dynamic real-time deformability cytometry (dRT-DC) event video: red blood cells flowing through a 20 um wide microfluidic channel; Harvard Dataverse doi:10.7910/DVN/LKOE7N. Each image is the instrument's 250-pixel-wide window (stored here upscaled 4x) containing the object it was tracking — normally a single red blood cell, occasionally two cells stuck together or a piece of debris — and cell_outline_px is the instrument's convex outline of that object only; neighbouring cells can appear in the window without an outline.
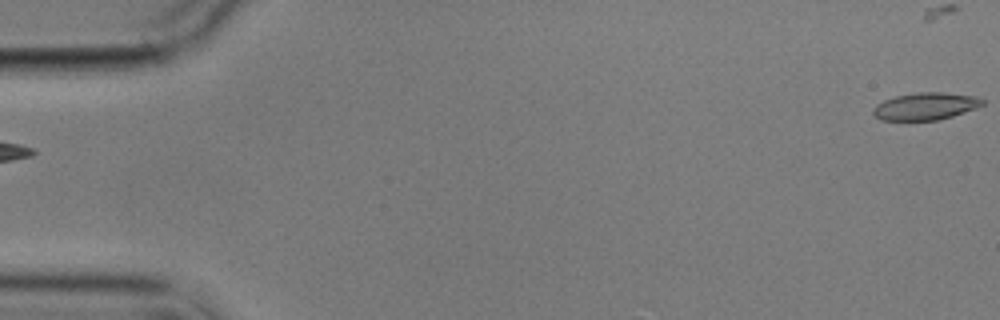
{"species": "common noctule bat (a hibernating species)", "species_latin": "Nyctalus noctula", "temperature_condition": "cold", "stored_images_in_passage": 6, "camera_frame_rate_fps": 3000, "um_per_image_px": 0.085, "animal": {"sex": "male", "body_mass_g": 17.9}, "frame": {"image": 1, "passage_image": 1, "time_ms": 0.0, "image_size_px": [1000, 320], "cell_outline_px": [[984, 104], [976, 108], [940, 120], [880, 120], [872, 112], [872, 108], [876, 104], [884, 100], [896, 96], [920, 92], [944, 92], [976, 96], [984, 100]], "centroid_in_image_um": [78.67, 9.03], "position_along_channel_um": 6.3, "area_um2": 17.4}}
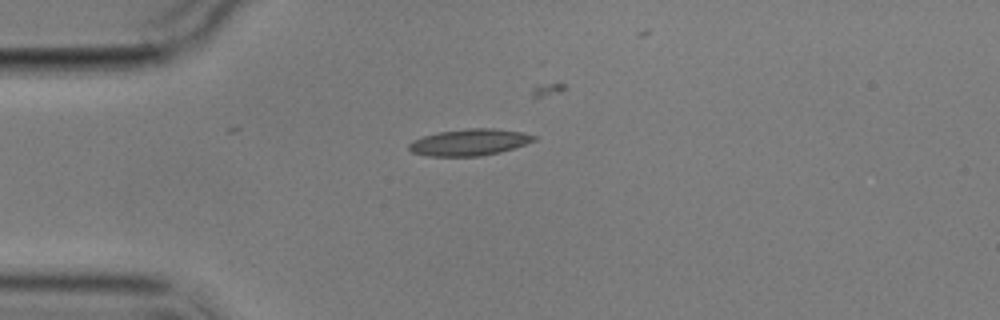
{"frame": {"image": 2, "passage_image": 5, "time_ms": 4.667, "image_size_px": [1000, 320], "cell_outline_px": [[536, 140], [500, 152], [480, 156], [428, 156], [412, 152], [408, 148], [408, 144], [412, 140], [436, 132], [464, 128], [492, 128], [524, 132], [536, 136]], "centroid_in_image_um": [39.87, 12.08], "position_along_channel_um": 45.1, "area_um2": 19.42}}